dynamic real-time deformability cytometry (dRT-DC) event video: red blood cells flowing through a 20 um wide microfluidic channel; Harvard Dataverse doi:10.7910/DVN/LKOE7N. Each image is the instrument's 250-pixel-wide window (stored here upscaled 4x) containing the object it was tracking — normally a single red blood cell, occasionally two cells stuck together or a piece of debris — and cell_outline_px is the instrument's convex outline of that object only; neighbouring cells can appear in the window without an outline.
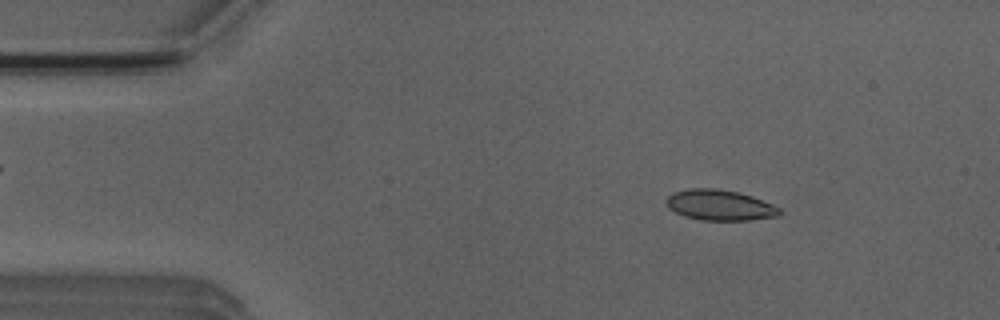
{"species": "Egyptian fruit bat (a non-hibernating species)", "species_latin": "Rousettus aegyptiacus", "temperature_condition": "room temperature", "stored_images_in_passage": 2, "camera_frame_rate_fps": 3000, "um_per_image_px": 0.085, "animal": {"sex": "male"}, "frame": {"image": 1, "passage_image": 1, "time_ms": 0.0, "image_size_px": [1000, 320], "cell_outline_px": [[784, 212], [780, 216], [748, 220], [700, 220], [684, 216], [668, 208], [664, 200], [668, 196], [676, 192], [688, 188], [712, 188], [736, 192], [752, 196], [772, 204], [780, 208]], "centroid_in_image_um": [61.19, 17.44], "position_along_channel_um": 23.8, "area_um2": 20.23}}